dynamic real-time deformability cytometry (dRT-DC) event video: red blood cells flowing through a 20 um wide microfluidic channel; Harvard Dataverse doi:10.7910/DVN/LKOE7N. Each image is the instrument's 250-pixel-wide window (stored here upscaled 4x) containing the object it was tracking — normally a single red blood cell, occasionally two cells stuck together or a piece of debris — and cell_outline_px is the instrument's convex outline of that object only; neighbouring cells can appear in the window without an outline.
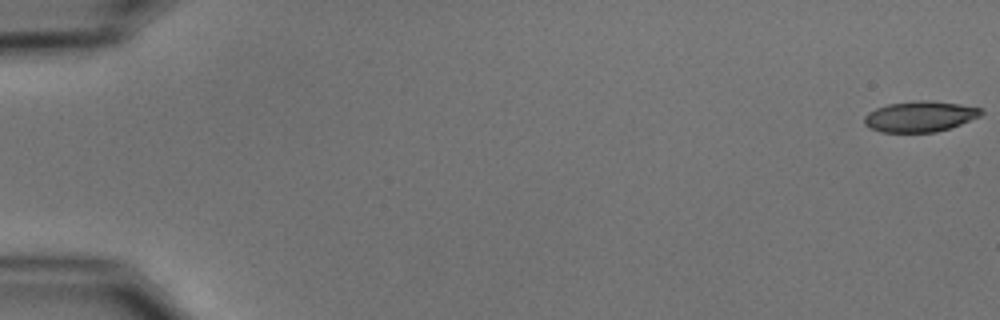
{"species": "common noctule bat (a hibernating species)", "species_latin": "Nyctalus noctula", "temperature_condition": "cold", "stored_images_in_passage": 7, "camera_frame_rate_fps": 3000, "um_per_image_px": 0.085, "animal": {"sex": "male", "body_mass_g": 15.6}, "frame": {"image": 1, "passage_image": 1, "time_ms": 0.0, "image_size_px": [1000, 320], "cell_outline_px": [[984, 112], [980, 116], [960, 124], [936, 132], [880, 132], [864, 124], [864, 116], [868, 112], [876, 108], [888, 104], [916, 100], [932, 100], [960, 104], [980, 108]], "centroid_in_image_um": [78.18, 9.89], "position_along_channel_um": 6.8, "area_um2": 20.87}}